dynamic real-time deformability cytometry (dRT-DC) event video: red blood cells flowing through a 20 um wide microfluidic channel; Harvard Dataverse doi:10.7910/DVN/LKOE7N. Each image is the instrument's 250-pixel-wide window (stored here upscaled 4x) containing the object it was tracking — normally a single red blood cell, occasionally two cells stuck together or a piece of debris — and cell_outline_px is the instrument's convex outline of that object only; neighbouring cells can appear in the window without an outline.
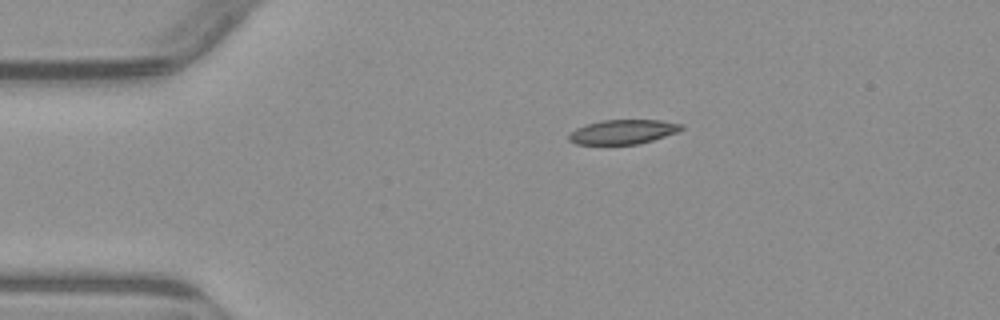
{"species": "common noctule bat (a hibernating species)", "species_latin": "Nyctalus noctula", "temperature_condition": "warm", "stored_images_in_passage": 2, "camera_frame_rate_fps": 3000, "um_per_image_px": 0.085, "animal": {"sex": "male", "body_mass_g": 23.1, "forearm_length_mm": 52.7}, "frame": {"image": 1, "passage_image": 1, "time_ms": 0.0, "image_size_px": [1000, 320], "cell_outline_px": [[684, 128], [676, 132], [652, 140], [636, 144], [576, 144], [568, 140], [568, 136], [576, 128], [588, 124], [604, 120], [660, 120], [684, 124]], "centroid_in_image_um": [52.96, 11.2], "position_along_channel_um": 32.0, "area_um2": 15.78}}